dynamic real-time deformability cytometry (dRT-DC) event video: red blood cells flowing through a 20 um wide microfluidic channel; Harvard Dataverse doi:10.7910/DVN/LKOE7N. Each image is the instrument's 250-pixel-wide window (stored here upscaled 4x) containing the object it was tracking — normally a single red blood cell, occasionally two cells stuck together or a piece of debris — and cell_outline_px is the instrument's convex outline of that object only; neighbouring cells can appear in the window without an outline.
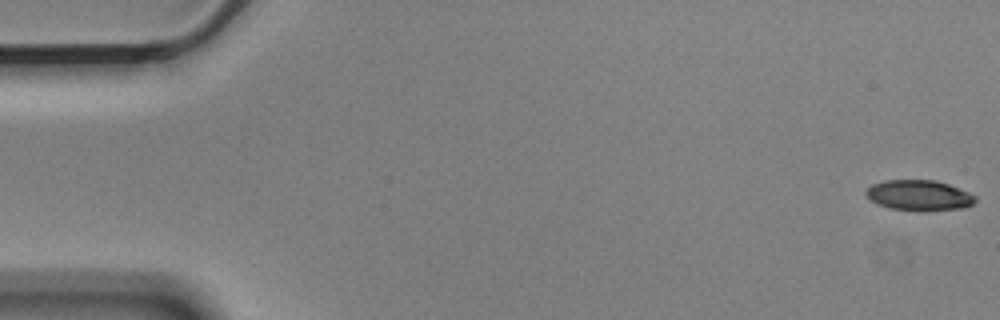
{"species": "Egyptian fruit bat (a non-hibernating species)", "species_latin": "Rousettus aegyptiacus", "temperature_condition": "cold", "stored_images_in_passage": 56, "camera_frame_rate_fps": 3000, "um_per_image_px": 0.085, "animal": {"sex": "male"}, "frame": {"image": 1, "passage_image": 1, "time_ms": 0.0, "image_size_px": [1000, 320], "cell_outline_px": [[976, 200], [972, 204], [964, 208], [888, 208], [876, 204], [864, 192], [872, 184], [884, 180], [936, 180], [948, 184], [968, 192], [976, 196]], "centroid_in_image_um": [78.09, 16.55], "position_along_channel_um": 6.9, "area_um2": 18.55}}
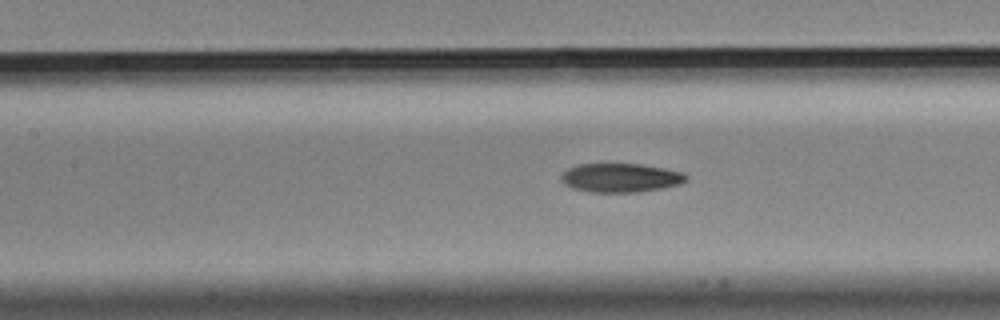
{"frame": {"image": 2, "passage_image": 25, "time_ms": 8.0, "image_size_px": [1000, 320], "cell_outline_px": [[688, 180], [680, 184], [640, 192], [588, 192], [572, 188], [564, 184], [560, 180], [560, 176], [568, 168], [580, 164], [640, 164], [664, 168], [684, 172], [688, 176]], "centroid_in_image_um": [52.75, 15.11], "position_along_channel_um": 154.6, "area_um2": 21.15}}
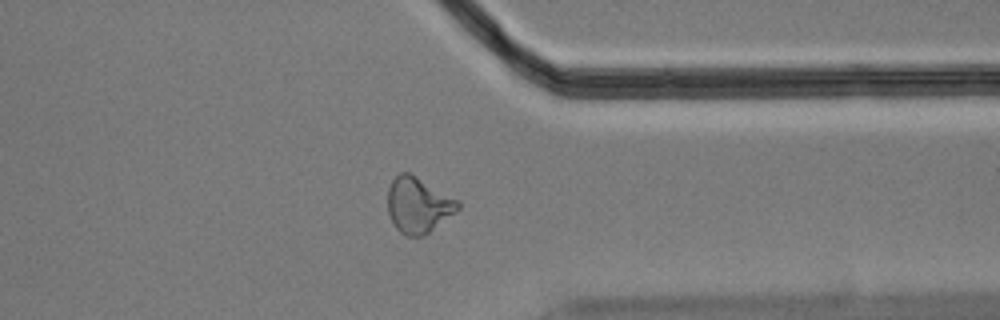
{"frame": {"image": 3, "passage_image": 44, "time_ms": 14.333, "image_size_px": [1000, 320], "cell_outline_px": [[460, 208], [456, 212], [424, 236], [404, 236], [396, 228], [388, 212], [388, 188], [392, 180], [400, 172], [408, 172], [460, 200]], "centroid_in_image_um": [35.56, 17.44], "position_along_channel_um": 375.8, "area_um2": 22.77}, "authors_computed_cell_mechanics": {"area_um2": 21.3282, "velocity_mm_per_s": 3.57, "shape_relaxation_time_tau1_ms": 8.5467, "shape_relaxation_time_tau2_ms": 3.6011, "deformation_change_tau1": 0.1989, "deformation_change_tau2": 0.1124}}